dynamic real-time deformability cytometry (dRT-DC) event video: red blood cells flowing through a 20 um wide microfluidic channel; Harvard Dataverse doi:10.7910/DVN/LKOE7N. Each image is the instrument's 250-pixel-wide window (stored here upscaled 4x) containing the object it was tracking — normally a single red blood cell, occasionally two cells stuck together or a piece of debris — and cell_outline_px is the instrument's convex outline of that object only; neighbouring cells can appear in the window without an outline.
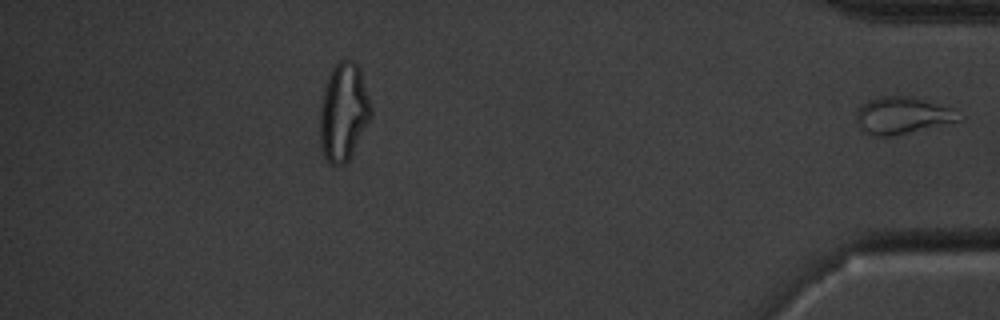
{"species": "common noctule bat (a hibernating species)", "species_latin": "Nyctalus noctula", "temperature_condition": "cold", "stored_images_in_passage": 51, "segment_of_instrument_passage": [2, 2], "camera_frame_rate_fps": 3000, "um_per_image_px": 0.085, "animal": {"sex": "male", "body_mass_g": 20.1, "forearm_length_mm": 53.5}, "frame": {"image": 1, "passage_image": 51, "time_ms": 16.667, "image_size_px": [1000, 320], "cell_outline_px": [[964, 120], [892, 136], [868, 136], [856, 124], [856, 116], [860, 108], [868, 100], [880, 96], [904, 96], [924, 100], [952, 108], [964, 116]], "centroid_in_image_um": [76.72, 9.84], "position_along_channel_um": 358.5, "area_um2": 22.14}}